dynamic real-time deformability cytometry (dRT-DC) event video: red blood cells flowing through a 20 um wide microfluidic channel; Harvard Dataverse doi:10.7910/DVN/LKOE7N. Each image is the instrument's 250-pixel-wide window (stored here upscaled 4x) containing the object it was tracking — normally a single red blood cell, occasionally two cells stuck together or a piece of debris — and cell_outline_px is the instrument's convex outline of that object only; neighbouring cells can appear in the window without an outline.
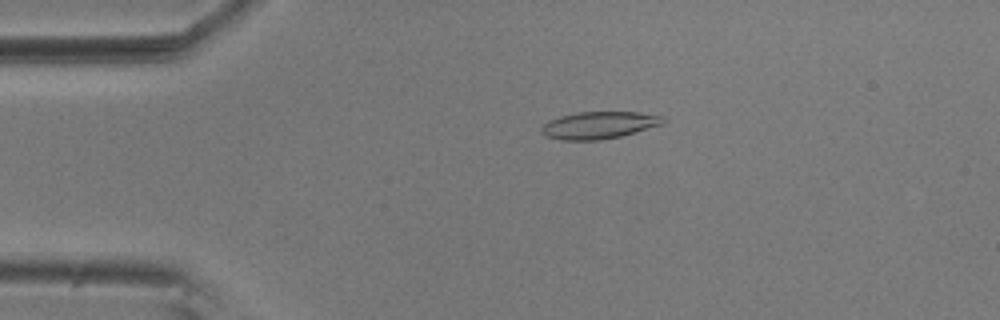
{"species": "common noctule bat (a hibernating species)", "species_latin": "Nyctalus noctula", "temperature_condition": "room temperature", "stored_images_in_passage": 54, "camera_frame_rate_fps": 3000, "um_per_image_px": 0.085, "animal": {"sex": "male", "body_mass_g": 20.5, "forearm_length_mm": 52.5}, "frame": {"image": 1, "passage_image": 11, "time_ms": 3.333, "image_size_px": [1000, 320], "cell_outline_px": [[668, 120], [664, 124], [620, 136], [600, 140], [560, 140], [544, 136], [540, 132], [540, 128], [548, 120], [560, 116], [580, 112], [636, 112], [664, 116]], "centroid_in_image_um": [50.91, 10.64], "position_along_channel_um": 34.1, "area_um2": 19.42}}
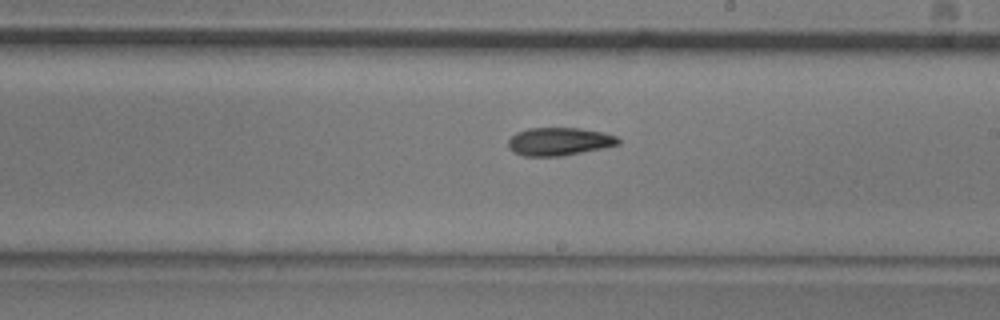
{"frame": {"image": 2, "passage_image": 31, "time_ms": 10.0, "image_size_px": [1000, 320], "cell_outline_px": [[620, 144], [604, 148], [560, 156], [524, 156], [512, 152], [508, 148], [508, 140], [516, 132], [528, 128], [580, 128], [600, 132], [616, 136], [620, 140]], "centroid_in_image_um": [47.5, 12.03], "position_along_channel_um": 241.5, "area_um2": 17.98}}
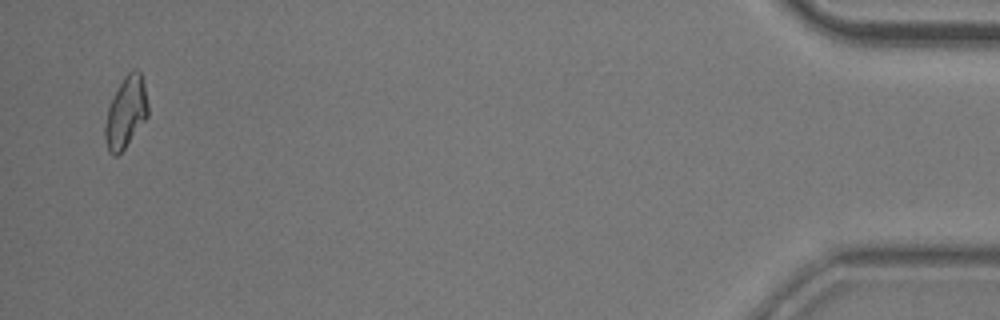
{"frame": {"image": 3, "passage_image": 53, "time_ms": 17.333, "image_size_px": [1000, 320], "cell_outline_px": [[148, 116], [124, 148], [116, 156], [112, 156], [108, 152], [104, 140], [104, 128], [108, 108], [124, 76], [132, 68], [136, 68], [140, 72], [144, 84], [148, 104]], "centroid_in_image_um": [10.69, 9.56], "position_along_channel_um": 424.5, "area_um2": 17.69}}